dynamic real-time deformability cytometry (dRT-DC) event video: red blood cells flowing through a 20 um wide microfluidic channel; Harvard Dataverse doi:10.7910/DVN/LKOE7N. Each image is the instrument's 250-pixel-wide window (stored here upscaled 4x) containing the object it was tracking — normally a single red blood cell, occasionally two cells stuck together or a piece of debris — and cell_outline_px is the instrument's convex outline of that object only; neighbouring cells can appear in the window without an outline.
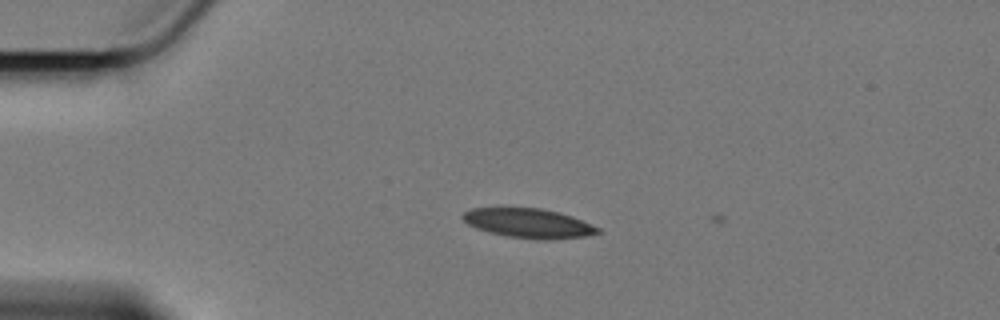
{"species": "Egyptian fruit bat (a non-hibernating species)", "species_latin": "Rousettus aegyptiacus", "temperature_condition": "cold", "stored_images_in_passage": 4, "camera_frame_rate_fps": 3000, "um_per_image_px": 0.085, "animal": {"sex": "female"}, "frame": {"image": 1, "passage_image": 1, "time_ms": 0.0, "image_size_px": [1000, 320], "cell_outline_px": [[600, 232], [584, 236], [548, 240], [540, 240], [508, 236], [488, 232], [476, 228], [468, 224], [460, 216], [464, 212], [472, 208], [500, 204], [544, 208], [560, 212], [572, 216], [600, 228]], "centroid_in_image_um": [44.83, 18.91], "position_along_channel_um": 40.2, "area_um2": 24.16}}